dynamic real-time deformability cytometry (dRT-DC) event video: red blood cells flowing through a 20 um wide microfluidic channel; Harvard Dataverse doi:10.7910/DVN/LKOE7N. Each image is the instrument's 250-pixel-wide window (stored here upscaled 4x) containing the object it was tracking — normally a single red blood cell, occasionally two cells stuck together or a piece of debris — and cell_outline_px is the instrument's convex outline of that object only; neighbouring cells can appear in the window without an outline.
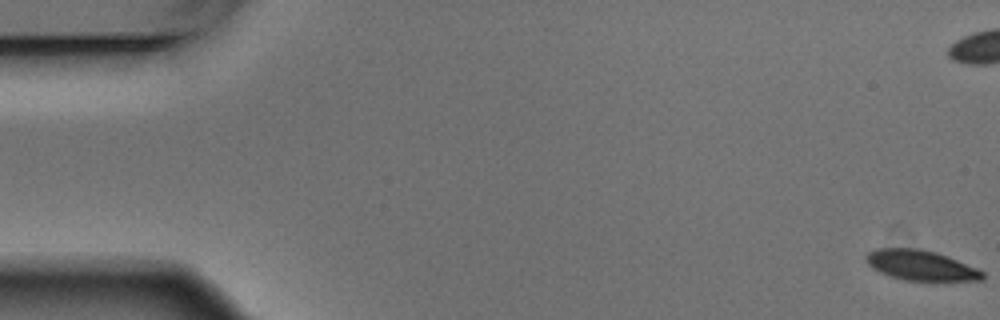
{"species": "Egyptian fruit bat (a non-hibernating species)", "species_latin": "Rousettus aegyptiacus", "temperature_condition": "warm", "stored_images_in_passage": 7, "camera_frame_rate_fps": 3000, "um_per_image_px": 0.085, "animal": {"sex": "male"}, "frame": {"image": 1, "passage_image": 1, "time_ms": 0.0, "image_size_px": [1000, 320], "cell_outline_px": [[984, 280], [932, 284], [904, 280], [888, 276], [872, 268], [868, 264], [864, 256], [868, 252], [876, 248], [920, 248], [936, 252], [976, 268], [984, 272]], "centroid_in_image_um": [78.3, 22.61], "position_along_channel_um": 6.7, "area_um2": 21.5}}
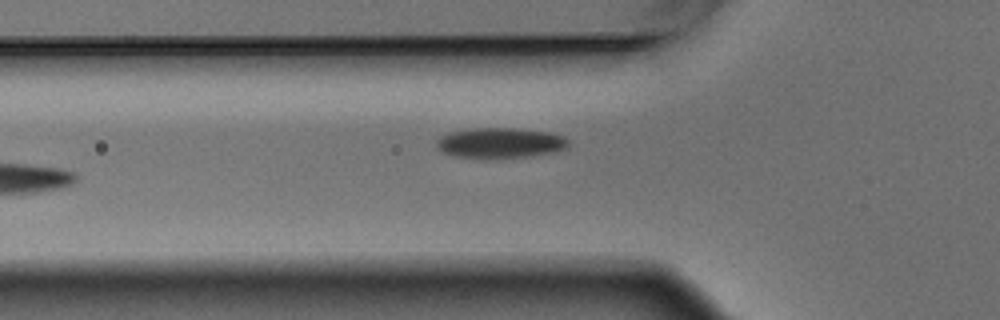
{"frame": {"image": 2, "passage_image": 7, "time_ms": 2.0, "image_size_px": [1000, 320], "cell_outline_px": [[568, 144], [564, 148], [552, 152], [532, 156], [452, 156], [444, 152], [436, 144], [436, 140], [440, 136], [448, 132], [472, 128], [512, 128], [548, 132], [564, 136], [568, 140]], "centroid_in_image_um": [42.5, 12.11], "position_along_channel_um": 83.3, "area_um2": 22.54}}